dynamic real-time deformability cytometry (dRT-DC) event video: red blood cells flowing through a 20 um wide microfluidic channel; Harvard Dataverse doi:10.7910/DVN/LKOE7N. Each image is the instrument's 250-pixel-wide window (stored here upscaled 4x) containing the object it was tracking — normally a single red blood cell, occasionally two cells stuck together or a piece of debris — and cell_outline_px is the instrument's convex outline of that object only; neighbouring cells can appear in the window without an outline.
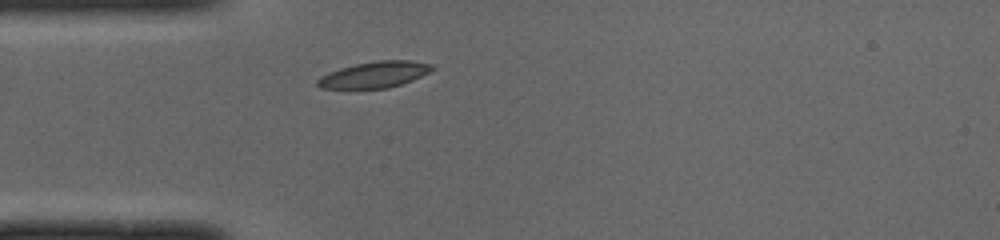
{"species": "common noctule bat (a hibernating species)", "species_latin": "Nyctalus noctula", "temperature_condition": "cold", "stored_images_in_passage": 37, "camera_frame_rate_fps": 3000, "um_per_image_px": 0.085, "animal": {"sex": "male", "body_mass_g": 19.0, "forearm_length_mm": 50.8}, "frame": {"image": 1, "passage_image": 1, "time_ms": 0.0, "image_size_px": [1000, 240], "cell_outline_px": [[436, 68], [412, 80], [388, 88], [320, 88], [316, 84], [316, 80], [320, 76], [340, 68], [356, 64], [376, 60], [412, 60], [432, 64]], "centroid_in_image_um": [31.84, 6.33], "position_along_channel_um": 53.2, "area_um2": 17.4}}
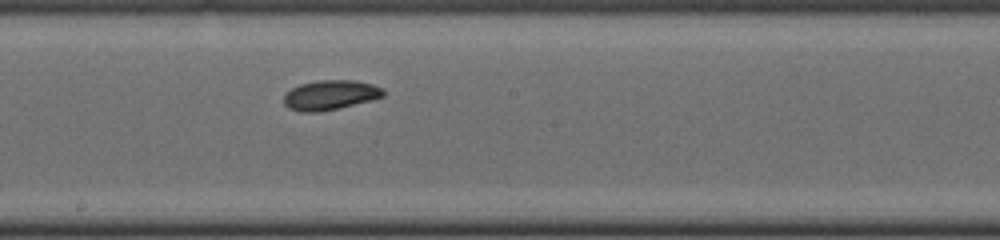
{"frame": {"image": 2, "passage_image": 14, "time_ms": 4.333, "image_size_px": [1000, 240], "cell_outline_px": [[384, 96], [372, 100], [336, 108], [316, 112], [300, 112], [288, 108], [284, 104], [284, 96], [292, 88], [300, 84], [316, 80], [356, 80], [372, 84], [380, 88], [384, 92]], "centroid_in_image_um": [28.05, 8.07], "position_along_channel_um": 220.2, "area_um2": 17.05}}
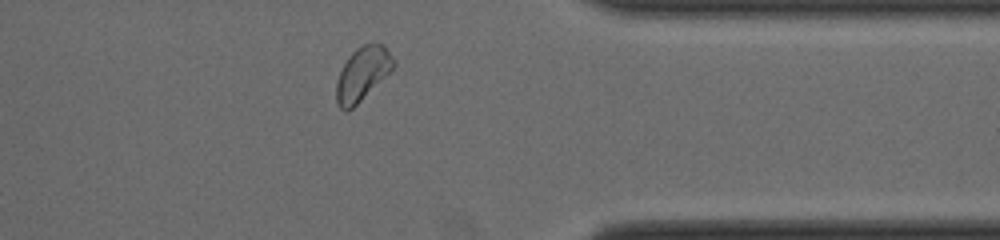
{"frame": {"image": 3, "passage_image": 27, "time_ms": 8.667, "image_size_px": [1000, 240], "cell_outline_px": [[396, 64], [348, 112], [344, 112], [340, 108], [336, 100], [336, 84], [340, 72], [348, 56], [356, 48], [364, 44], [384, 44]], "centroid_in_image_um": [30.77, 6.27], "position_along_channel_um": 380.6, "area_um2": 17.28}, "authors_computed_cell_mechanics": {"area_um2": 17.3978, "velocity_mm_per_s": 3.9724, "shape_relaxation_time_tau1_ms": 3.2749, "shape_relaxation_time_tau2_ms": null, "deformation_change_tau1": 0.107, "deformation_change_tau2": null}}